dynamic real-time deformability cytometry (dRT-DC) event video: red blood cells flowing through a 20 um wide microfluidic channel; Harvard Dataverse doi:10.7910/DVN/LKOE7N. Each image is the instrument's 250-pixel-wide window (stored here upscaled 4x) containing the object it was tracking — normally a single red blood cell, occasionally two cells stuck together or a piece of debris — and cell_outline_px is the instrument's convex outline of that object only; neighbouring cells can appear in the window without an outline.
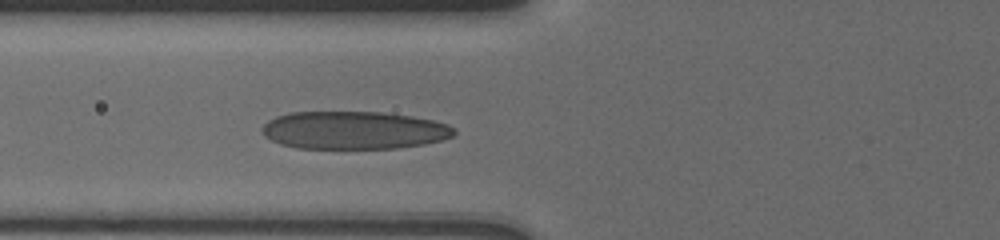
{"species": "human", "species_latin": "Homo sapiens", "temperature_condition": "cold", "stored_images_in_passage": 6, "camera_frame_rate_fps": 3000, "um_per_image_px": 0.085, "donor": {"sex": "male"}, "frame": {"image": 1, "passage_image": 6, "time_ms": 4.0, "image_size_px": [1000, 240], "cell_outline_px": [[456, 132], [452, 136], [440, 140], [424, 144], [396, 148], [296, 148], [280, 144], [264, 136], [260, 132], [260, 128], [268, 120], [276, 116], [288, 112], [380, 112], [412, 116], [432, 120], [448, 124], [456, 128]], "centroid_in_image_um": [30.04, 11.06], "position_along_channel_um": 95.8, "area_um2": 42.54}}